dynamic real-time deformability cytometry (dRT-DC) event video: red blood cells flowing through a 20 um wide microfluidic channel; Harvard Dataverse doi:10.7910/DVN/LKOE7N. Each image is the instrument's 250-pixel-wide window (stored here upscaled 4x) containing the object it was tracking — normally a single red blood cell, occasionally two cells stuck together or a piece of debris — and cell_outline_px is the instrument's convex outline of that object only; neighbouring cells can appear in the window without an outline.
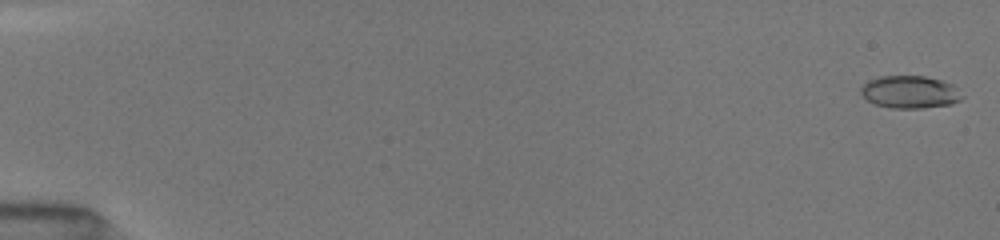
{"species": "common noctule bat (a hibernating species)", "species_latin": "Nyctalus noctula", "temperature_condition": "room temperature", "stored_images_in_passage": 51, "camera_frame_rate_fps": 3000, "um_per_image_px": 0.085, "animal": {"sex": "female", "body_mass_g": 19.5, "forearm_length_mm": 54.1}, "frame": {"image": 1, "passage_image": 1, "time_ms": 0.0, "image_size_px": [1000, 240], "cell_outline_px": [[964, 96], [960, 100], [952, 104], [924, 108], [892, 108], [876, 104], [868, 100], [860, 92], [860, 88], [868, 80], [880, 76], [924, 76], [940, 80], [952, 84]], "centroid_in_image_um": [77.35, 7.82], "position_along_channel_um": 7.7, "area_um2": 19.13}}
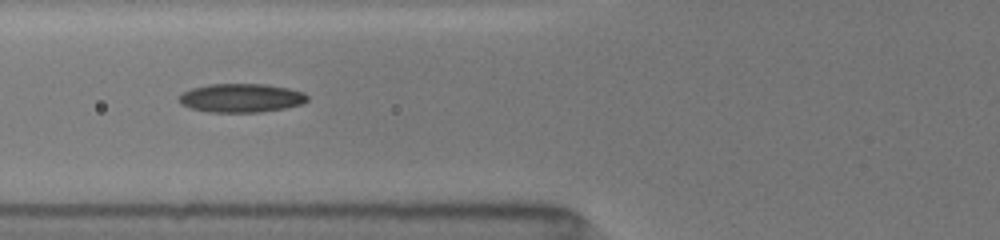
{"frame": {"image": 2, "passage_image": 21, "time_ms": 6.667, "image_size_px": [1000, 240], "cell_outline_px": [[308, 100], [304, 104], [284, 108], [260, 112], [208, 112], [192, 108], [180, 104], [176, 100], [184, 92], [192, 88], [208, 84], [264, 84], [288, 88], [304, 92], [308, 96]], "centroid_in_image_um": [20.51, 8.33], "position_along_channel_um": 105.3, "area_um2": 21.56}}
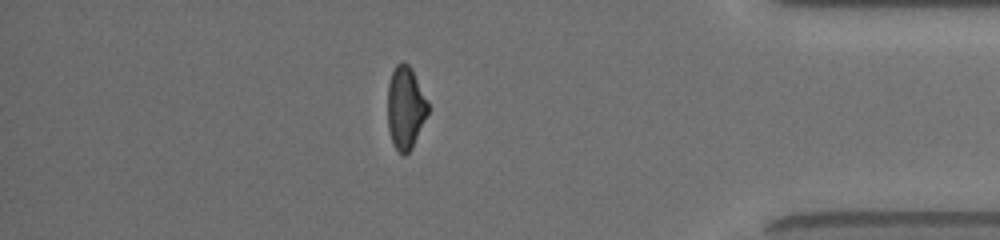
{"frame": {"image": 3, "passage_image": 45, "time_ms": 14.667, "image_size_px": [1000, 240], "cell_outline_px": [[428, 112], [412, 148], [404, 156], [396, 148], [392, 140], [388, 128], [388, 84], [392, 72], [396, 64], [404, 60], [412, 68], [428, 104]], "centroid_in_image_um": [34.45, 9.12], "position_along_channel_um": 400.7, "area_um2": 19.19}, "authors_computed_cell_mechanics": {"area_um2": 20.0566, "velocity_mm_per_s": 4.0541, "shape_relaxation_time_tau1_ms": 4.9981, "shape_relaxation_time_tau2_ms": 2.6933, "deformation_change_tau1": 0.178, "deformation_change_tau2": 0.0876}}